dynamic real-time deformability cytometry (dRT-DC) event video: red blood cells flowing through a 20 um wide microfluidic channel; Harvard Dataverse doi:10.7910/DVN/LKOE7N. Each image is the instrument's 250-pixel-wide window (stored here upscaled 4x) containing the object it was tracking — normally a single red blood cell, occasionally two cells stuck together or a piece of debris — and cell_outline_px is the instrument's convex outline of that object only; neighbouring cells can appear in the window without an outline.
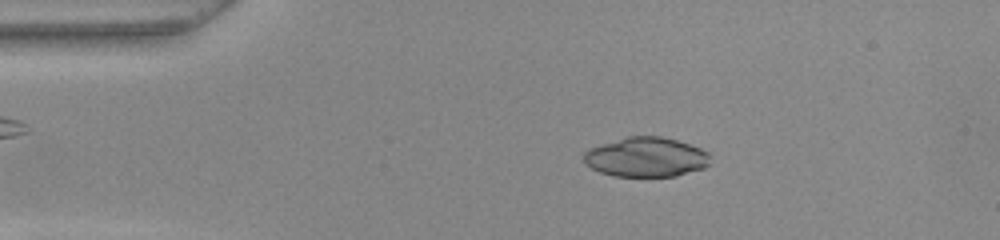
{"species": "common noctule bat (a hibernating species)", "species_latin": "Nyctalus noctula", "temperature_condition": "warm", "stored_images_in_passage": 45, "camera_frame_rate_fps": 3000, "um_per_image_px": 0.085, "animal": {"sex": "female", "body_mass_g": 22.0, "forearm_length_mm": 56.7}, "frame": {"image": 1, "passage_image": 4, "time_ms": 1.0, "image_size_px": [1000, 240], "cell_outline_px": [[708, 164], [704, 168], [676, 176], [612, 176], [600, 172], [584, 164], [584, 152], [588, 148], [628, 136], [660, 136], [676, 140], [700, 148], [708, 152]], "centroid_in_image_um": [54.88, 13.36], "position_along_channel_um": 30.1, "area_um2": 29.07}}
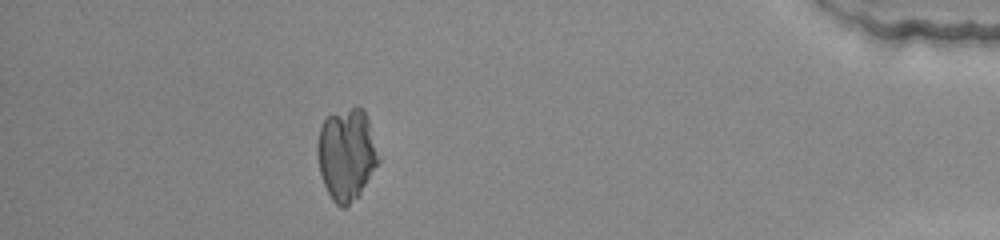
{"frame": {"image": 2, "passage_image": 40, "time_ms": 13.0, "image_size_px": [1000, 240], "cell_outline_px": [[380, 160], [360, 192], [344, 208], [340, 208], [332, 200], [324, 184], [320, 172], [316, 152], [316, 144], [320, 128], [324, 120], [332, 112], [356, 104], [364, 108], [380, 156]], "centroid_in_image_um": [29.44, 13.04], "position_along_channel_um": 405.8, "area_um2": 32.95}}